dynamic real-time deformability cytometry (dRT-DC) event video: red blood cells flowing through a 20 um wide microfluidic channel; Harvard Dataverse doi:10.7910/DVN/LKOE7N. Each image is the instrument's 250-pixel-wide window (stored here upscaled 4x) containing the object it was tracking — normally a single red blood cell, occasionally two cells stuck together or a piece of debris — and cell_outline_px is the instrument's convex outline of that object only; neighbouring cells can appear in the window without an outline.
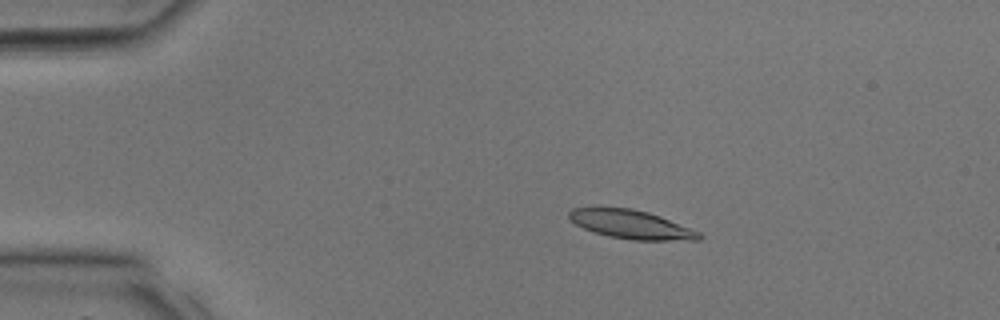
{"species": "common noctule bat (a hibernating species)", "species_latin": "Nyctalus noctula", "temperature_condition": "room temperature", "stored_images_in_passage": 29, "camera_frame_rate_fps": 3000, "um_per_image_px": 0.085, "animal": {"sex": "male", "body_mass_g": 17.9, "forearm_length_mm": 54.2}, "frame": {"image": 1, "passage_image": 1, "time_ms": 0.0, "image_size_px": [1000, 320], "cell_outline_px": [[704, 236], [700, 240], [632, 240], [608, 236], [584, 228], [576, 224], [568, 216], [568, 212], [572, 208], [596, 204], [632, 208], [648, 212], [660, 216], [700, 232]], "centroid_in_image_um": [53.58, 19.02], "position_along_channel_um": 31.4, "area_um2": 22.37}}
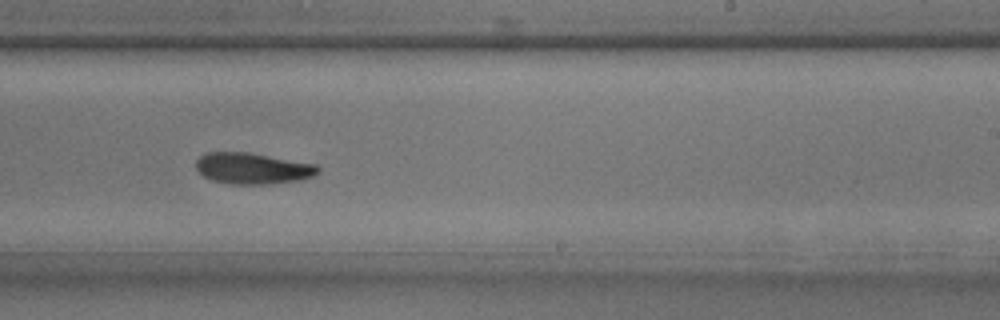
{"frame": {"image": 2, "passage_image": 16, "time_ms": 5.0, "image_size_px": [1000, 320], "cell_outline_px": [[320, 172], [312, 176], [296, 180], [272, 184], [232, 184], [212, 180], [204, 176], [196, 168], [196, 160], [204, 152], [248, 152], [316, 164], [320, 168]], "centroid_in_image_um": [21.46, 14.3], "position_along_channel_um": 267.5, "area_um2": 22.14}}
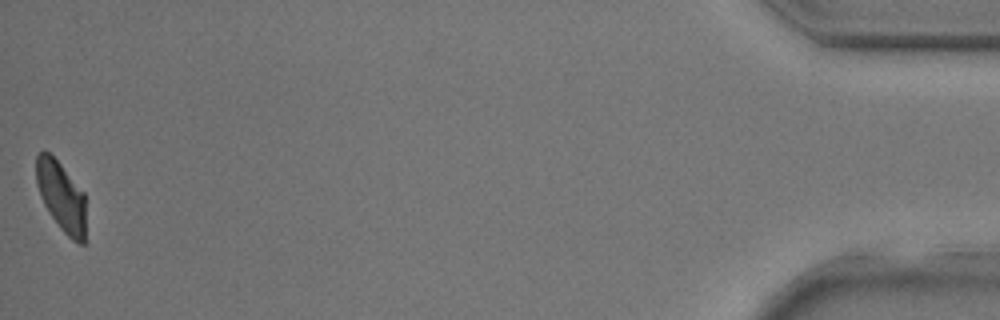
{"frame": {"image": 3, "passage_image": 29, "time_ms": 9.333, "image_size_px": [1000, 320], "cell_outline_px": [[84, 244], [80, 244], [72, 240], [60, 228], [48, 212], [40, 196], [36, 184], [36, 156], [44, 148], [60, 164], [84, 192]], "centroid_in_image_um": [5.18, 16.67], "position_along_channel_um": 430.0, "area_um2": 20.0}}